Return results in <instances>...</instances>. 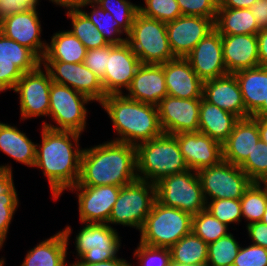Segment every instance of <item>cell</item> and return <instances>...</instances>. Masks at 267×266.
<instances>
[{"instance_id": "cell-1", "label": "cell", "mask_w": 267, "mask_h": 266, "mask_svg": "<svg viewBox=\"0 0 267 266\" xmlns=\"http://www.w3.org/2000/svg\"><path fill=\"white\" fill-rule=\"evenodd\" d=\"M41 134L42 143L36 144L34 167L43 170L52 197L57 200L63 191L78 183L83 151L79 144L81 133L42 126Z\"/></svg>"}, {"instance_id": "cell-2", "label": "cell", "mask_w": 267, "mask_h": 266, "mask_svg": "<svg viewBox=\"0 0 267 266\" xmlns=\"http://www.w3.org/2000/svg\"><path fill=\"white\" fill-rule=\"evenodd\" d=\"M137 179L136 146L110 140L83 149L78 186L123 187Z\"/></svg>"}, {"instance_id": "cell-3", "label": "cell", "mask_w": 267, "mask_h": 266, "mask_svg": "<svg viewBox=\"0 0 267 266\" xmlns=\"http://www.w3.org/2000/svg\"><path fill=\"white\" fill-rule=\"evenodd\" d=\"M99 105L112 120L118 136L114 141L137 146L163 133L155 105L129 99L124 94H109Z\"/></svg>"}, {"instance_id": "cell-4", "label": "cell", "mask_w": 267, "mask_h": 266, "mask_svg": "<svg viewBox=\"0 0 267 266\" xmlns=\"http://www.w3.org/2000/svg\"><path fill=\"white\" fill-rule=\"evenodd\" d=\"M138 180L156 184L169 175L189 170L174 134L160 136L136 146Z\"/></svg>"}, {"instance_id": "cell-5", "label": "cell", "mask_w": 267, "mask_h": 266, "mask_svg": "<svg viewBox=\"0 0 267 266\" xmlns=\"http://www.w3.org/2000/svg\"><path fill=\"white\" fill-rule=\"evenodd\" d=\"M192 231V215L155 200L140 230V241L151 247L170 248Z\"/></svg>"}, {"instance_id": "cell-6", "label": "cell", "mask_w": 267, "mask_h": 266, "mask_svg": "<svg viewBox=\"0 0 267 266\" xmlns=\"http://www.w3.org/2000/svg\"><path fill=\"white\" fill-rule=\"evenodd\" d=\"M131 46L142 64H163L173 60L166 31V23L137 13L127 35Z\"/></svg>"}, {"instance_id": "cell-7", "label": "cell", "mask_w": 267, "mask_h": 266, "mask_svg": "<svg viewBox=\"0 0 267 266\" xmlns=\"http://www.w3.org/2000/svg\"><path fill=\"white\" fill-rule=\"evenodd\" d=\"M156 200L155 184L136 180L120 188L108 225H122L141 230Z\"/></svg>"}, {"instance_id": "cell-8", "label": "cell", "mask_w": 267, "mask_h": 266, "mask_svg": "<svg viewBox=\"0 0 267 266\" xmlns=\"http://www.w3.org/2000/svg\"><path fill=\"white\" fill-rule=\"evenodd\" d=\"M92 100L74 89L52 82L49 94V117L56 126L43 121L46 128L52 130L74 131L81 133L86 128L87 108L86 104Z\"/></svg>"}, {"instance_id": "cell-9", "label": "cell", "mask_w": 267, "mask_h": 266, "mask_svg": "<svg viewBox=\"0 0 267 266\" xmlns=\"http://www.w3.org/2000/svg\"><path fill=\"white\" fill-rule=\"evenodd\" d=\"M156 200L168 207L196 215L206 209L197 171L187 170L169 175L155 184Z\"/></svg>"}, {"instance_id": "cell-10", "label": "cell", "mask_w": 267, "mask_h": 266, "mask_svg": "<svg viewBox=\"0 0 267 266\" xmlns=\"http://www.w3.org/2000/svg\"><path fill=\"white\" fill-rule=\"evenodd\" d=\"M205 201L240 199L252 181L239 167L225 160L197 171Z\"/></svg>"}, {"instance_id": "cell-11", "label": "cell", "mask_w": 267, "mask_h": 266, "mask_svg": "<svg viewBox=\"0 0 267 266\" xmlns=\"http://www.w3.org/2000/svg\"><path fill=\"white\" fill-rule=\"evenodd\" d=\"M75 237L76 262L99 263L117 257L121 237L117 229L108 224L83 223Z\"/></svg>"}, {"instance_id": "cell-12", "label": "cell", "mask_w": 267, "mask_h": 266, "mask_svg": "<svg viewBox=\"0 0 267 266\" xmlns=\"http://www.w3.org/2000/svg\"><path fill=\"white\" fill-rule=\"evenodd\" d=\"M41 67L42 65L32 72L23 73L13 89L19 95L21 120L49 115L52 80L49 72Z\"/></svg>"}, {"instance_id": "cell-13", "label": "cell", "mask_w": 267, "mask_h": 266, "mask_svg": "<svg viewBox=\"0 0 267 266\" xmlns=\"http://www.w3.org/2000/svg\"><path fill=\"white\" fill-rule=\"evenodd\" d=\"M41 65L49 72L52 82L68 86L88 96L92 102L100 104L107 96L101 78L84 63L42 61Z\"/></svg>"}, {"instance_id": "cell-14", "label": "cell", "mask_w": 267, "mask_h": 266, "mask_svg": "<svg viewBox=\"0 0 267 266\" xmlns=\"http://www.w3.org/2000/svg\"><path fill=\"white\" fill-rule=\"evenodd\" d=\"M120 188L114 185L78 186L77 184L71 187L70 191H77L80 222L107 224Z\"/></svg>"}, {"instance_id": "cell-15", "label": "cell", "mask_w": 267, "mask_h": 266, "mask_svg": "<svg viewBox=\"0 0 267 266\" xmlns=\"http://www.w3.org/2000/svg\"><path fill=\"white\" fill-rule=\"evenodd\" d=\"M201 99L165 96L157 105L163 133L198 132Z\"/></svg>"}, {"instance_id": "cell-16", "label": "cell", "mask_w": 267, "mask_h": 266, "mask_svg": "<svg viewBox=\"0 0 267 266\" xmlns=\"http://www.w3.org/2000/svg\"><path fill=\"white\" fill-rule=\"evenodd\" d=\"M216 18L179 16L166 23L170 49L175 57L185 58L214 27Z\"/></svg>"}, {"instance_id": "cell-17", "label": "cell", "mask_w": 267, "mask_h": 266, "mask_svg": "<svg viewBox=\"0 0 267 266\" xmlns=\"http://www.w3.org/2000/svg\"><path fill=\"white\" fill-rule=\"evenodd\" d=\"M141 64V61L127 42L119 45L110 44L107 68L101 78L105 93L107 95L123 94V90H127L130 87L133 77Z\"/></svg>"}, {"instance_id": "cell-18", "label": "cell", "mask_w": 267, "mask_h": 266, "mask_svg": "<svg viewBox=\"0 0 267 266\" xmlns=\"http://www.w3.org/2000/svg\"><path fill=\"white\" fill-rule=\"evenodd\" d=\"M37 9V7L29 8L4 18L0 21V32L20 45L28 47L42 60L48 43L41 41L42 27Z\"/></svg>"}, {"instance_id": "cell-19", "label": "cell", "mask_w": 267, "mask_h": 266, "mask_svg": "<svg viewBox=\"0 0 267 266\" xmlns=\"http://www.w3.org/2000/svg\"><path fill=\"white\" fill-rule=\"evenodd\" d=\"M204 82L228 74L223 59L222 37L214 28L185 57Z\"/></svg>"}, {"instance_id": "cell-20", "label": "cell", "mask_w": 267, "mask_h": 266, "mask_svg": "<svg viewBox=\"0 0 267 266\" xmlns=\"http://www.w3.org/2000/svg\"><path fill=\"white\" fill-rule=\"evenodd\" d=\"M189 170L198 171L222 160V145L201 132H182L175 135Z\"/></svg>"}, {"instance_id": "cell-21", "label": "cell", "mask_w": 267, "mask_h": 266, "mask_svg": "<svg viewBox=\"0 0 267 266\" xmlns=\"http://www.w3.org/2000/svg\"><path fill=\"white\" fill-rule=\"evenodd\" d=\"M165 74V85L170 96L181 99H201L203 81L197 76L189 62L182 57L162 64Z\"/></svg>"}, {"instance_id": "cell-22", "label": "cell", "mask_w": 267, "mask_h": 266, "mask_svg": "<svg viewBox=\"0 0 267 266\" xmlns=\"http://www.w3.org/2000/svg\"><path fill=\"white\" fill-rule=\"evenodd\" d=\"M203 98L209 103L236 115L239 119L251 116L246 111L241 89L234 74L204 81Z\"/></svg>"}, {"instance_id": "cell-23", "label": "cell", "mask_w": 267, "mask_h": 266, "mask_svg": "<svg viewBox=\"0 0 267 266\" xmlns=\"http://www.w3.org/2000/svg\"><path fill=\"white\" fill-rule=\"evenodd\" d=\"M127 92L129 99L157 106L168 95L162 64H141Z\"/></svg>"}, {"instance_id": "cell-24", "label": "cell", "mask_w": 267, "mask_h": 266, "mask_svg": "<svg viewBox=\"0 0 267 266\" xmlns=\"http://www.w3.org/2000/svg\"><path fill=\"white\" fill-rule=\"evenodd\" d=\"M228 74L260 66L257 34L221 35Z\"/></svg>"}, {"instance_id": "cell-25", "label": "cell", "mask_w": 267, "mask_h": 266, "mask_svg": "<svg viewBox=\"0 0 267 266\" xmlns=\"http://www.w3.org/2000/svg\"><path fill=\"white\" fill-rule=\"evenodd\" d=\"M259 140L257 120L252 116L239 119L232 133L222 144V159L240 167Z\"/></svg>"}, {"instance_id": "cell-26", "label": "cell", "mask_w": 267, "mask_h": 266, "mask_svg": "<svg viewBox=\"0 0 267 266\" xmlns=\"http://www.w3.org/2000/svg\"><path fill=\"white\" fill-rule=\"evenodd\" d=\"M72 229L66 226L29 250L20 266H71L66 262Z\"/></svg>"}, {"instance_id": "cell-27", "label": "cell", "mask_w": 267, "mask_h": 266, "mask_svg": "<svg viewBox=\"0 0 267 266\" xmlns=\"http://www.w3.org/2000/svg\"><path fill=\"white\" fill-rule=\"evenodd\" d=\"M238 120L236 115L201 98L198 131L202 134L208 135L222 145L232 133Z\"/></svg>"}, {"instance_id": "cell-28", "label": "cell", "mask_w": 267, "mask_h": 266, "mask_svg": "<svg viewBox=\"0 0 267 266\" xmlns=\"http://www.w3.org/2000/svg\"><path fill=\"white\" fill-rule=\"evenodd\" d=\"M246 111L252 116L267 100V67L258 66L234 73Z\"/></svg>"}, {"instance_id": "cell-29", "label": "cell", "mask_w": 267, "mask_h": 266, "mask_svg": "<svg viewBox=\"0 0 267 266\" xmlns=\"http://www.w3.org/2000/svg\"><path fill=\"white\" fill-rule=\"evenodd\" d=\"M0 151L16 162L34 168L36 144L17 126L0 122Z\"/></svg>"}, {"instance_id": "cell-30", "label": "cell", "mask_w": 267, "mask_h": 266, "mask_svg": "<svg viewBox=\"0 0 267 266\" xmlns=\"http://www.w3.org/2000/svg\"><path fill=\"white\" fill-rule=\"evenodd\" d=\"M87 49L69 30L58 31L51 37L42 61L83 63Z\"/></svg>"}, {"instance_id": "cell-31", "label": "cell", "mask_w": 267, "mask_h": 266, "mask_svg": "<svg viewBox=\"0 0 267 266\" xmlns=\"http://www.w3.org/2000/svg\"><path fill=\"white\" fill-rule=\"evenodd\" d=\"M214 27L221 35L257 34L261 30L249 8H218Z\"/></svg>"}, {"instance_id": "cell-32", "label": "cell", "mask_w": 267, "mask_h": 266, "mask_svg": "<svg viewBox=\"0 0 267 266\" xmlns=\"http://www.w3.org/2000/svg\"><path fill=\"white\" fill-rule=\"evenodd\" d=\"M172 265L206 266L208 244L192 231L169 248Z\"/></svg>"}, {"instance_id": "cell-33", "label": "cell", "mask_w": 267, "mask_h": 266, "mask_svg": "<svg viewBox=\"0 0 267 266\" xmlns=\"http://www.w3.org/2000/svg\"><path fill=\"white\" fill-rule=\"evenodd\" d=\"M0 63L15 64L23 73L36 70L42 60L28 47L0 32Z\"/></svg>"}, {"instance_id": "cell-34", "label": "cell", "mask_w": 267, "mask_h": 266, "mask_svg": "<svg viewBox=\"0 0 267 266\" xmlns=\"http://www.w3.org/2000/svg\"><path fill=\"white\" fill-rule=\"evenodd\" d=\"M86 6H90L93 10L90 13L85 12L83 8ZM79 9L92 21L108 44L119 45L126 42L128 34L119 26L118 22L113 19V16L108 11H105L97 4H86L80 6ZM122 34H125L126 37H120Z\"/></svg>"}, {"instance_id": "cell-35", "label": "cell", "mask_w": 267, "mask_h": 266, "mask_svg": "<svg viewBox=\"0 0 267 266\" xmlns=\"http://www.w3.org/2000/svg\"><path fill=\"white\" fill-rule=\"evenodd\" d=\"M240 202L246 225L261 221L267 208V183L252 182L244 191Z\"/></svg>"}, {"instance_id": "cell-36", "label": "cell", "mask_w": 267, "mask_h": 266, "mask_svg": "<svg viewBox=\"0 0 267 266\" xmlns=\"http://www.w3.org/2000/svg\"><path fill=\"white\" fill-rule=\"evenodd\" d=\"M66 14L72 22V29L69 31L83 43L87 50L109 45L92 21L79 8L67 11Z\"/></svg>"}, {"instance_id": "cell-37", "label": "cell", "mask_w": 267, "mask_h": 266, "mask_svg": "<svg viewBox=\"0 0 267 266\" xmlns=\"http://www.w3.org/2000/svg\"><path fill=\"white\" fill-rule=\"evenodd\" d=\"M228 226L206 209L192 216V232L208 245L229 234Z\"/></svg>"}, {"instance_id": "cell-38", "label": "cell", "mask_w": 267, "mask_h": 266, "mask_svg": "<svg viewBox=\"0 0 267 266\" xmlns=\"http://www.w3.org/2000/svg\"><path fill=\"white\" fill-rule=\"evenodd\" d=\"M240 244L232 233L208 245L206 266H233Z\"/></svg>"}, {"instance_id": "cell-39", "label": "cell", "mask_w": 267, "mask_h": 266, "mask_svg": "<svg viewBox=\"0 0 267 266\" xmlns=\"http://www.w3.org/2000/svg\"><path fill=\"white\" fill-rule=\"evenodd\" d=\"M240 168L252 182L267 183V144L260 139Z\"/></svg>"}, {"instance_id": "cell-40", "label": "cell", "mask_w": 267, "mask_h": 266, "mask_svg": "<svg viewBox=\"0 0 267 266\" xmlns=\"http://www.w3.org/2000/svg\"><path fill=\"white\" fill-rule=\"evenodd\" d=\"M96 4L108 11L127 34L130 32L135 16L139 12V5L128 0H99Z\"/></svg>"}, {"instance_id": "cell-41", "label": "cell", "mask_w": 267, "mask_h": 266, "mask_svg": "<svg viewBox=\"0 0 267 266\" xmlns=\"http://www.w3.org/2000/svg\"><path fill=\"white\" fill-rule=\"evenodd\" d=\"M206 210L209 211L220 222L239 224L242 218L240 199H214L206 202Z\"/></svg>"}, {"instance_id": "cell-42", "label": "cell", "mask_w": 267, "mask_h": 266, "mask_svg": "<svg viewBox=\"0 0 267 266\" xmlns=\"http://www.w3.org/2000/svg\"><path fill=\"white\" fill-rule=\"evenodd\" d=\"M145 6L139 5V13L148 18L169 22L182 16L177 0H144Z\"/></svg>"}, {"instance_id": "cell-43", "label": "cell", "mask_w": 267, "mask_h": 266, "mask_svg": "<svg viewBox=\"0 0 267 266\" xmlns=\"http://www.w3.org/2000/svg\"><path fill=\"white\" fill-rule=\"evenodd\" d=\"M133 256L140 266H172L169 248L151 247L139 242Z\"/></svg>"}, {"instance_id": "cell-44", "label": "cell", "mask_w": 267, "mask_h": 266, "mask_svg": "<svg viewBox=\"0 0 267 266\" xmlns=\"http://www.w3.org/2000/svg\"><path fill=\"white\" fill-rule=\"evenodd\" d=\"M182 15L216 18L219 0H177Z\"/></svg>"}, {"instance_id": "cell-45", "label": "cell", "mask_w": 267, "mask_h": 266, "mask_svg": "<svg viewBox=\"0 0 267 266\" xmlns=\"http://www.w3.org/2000/svg\"><path fill=\"white\" fill-rule=\"evenodd\" d=\"M17 193H5V198H0V244H4L9 226L19 205Z\"/></svg>"}, {"instance_id": "cell-46", "label": "cell", "mask_w": 267, "mask_h": 266, "mask_svg": "<svg viewBox=\"0 0 267 266\" xmlns=\"http://www.w3.org/2000/svg\"><path fill=\"white\" fill-rule=\"evenodd\" d=\"M233 266H267V249L254 244L240 247Z\"/></svg>"}, {"instance_id": "cell-47", "label": "cell", "mask_w": 267, "mask_h": 266, "mask_svg": "<svg viewBox=\"0 0 267 266\" xmlns=\"http://www.w3.org/2000/svg\"><path fill=\"white\" fill-rule=\"evenodd\" d=\"M110 56V44L102 47L89 49L84 58V65L92 72L102 78L107 68L108 57Z\"/></svg>"}, {"instance_id": "cell-48", "label": "cell", "mask_w": 267, "mask_h": 266, "mask_svg": "<svg viewBox=\"0 0 267 266\" xmlns=\"http://www.w3.org/2000/svg\"><path fill=\"white\" fill-rule=\"evenodd\" d=\"M23 72L15 64L0 63V92L13 90Z\"/></svg>"}, {"instance_id": "cell-49", "label": "cell", "mask_w": 267, "mask_h": 266, "mask_svg": "<svg viewBox=\"0 0 267 266\" xmlns=\"http://www.w3.org/2000/svg\"><path fill=\"white\" fill-rule=\"evenodd\" d=\"M39 5V0H0V21Z\"/></svg>"}, {"instance_id": "cell-50", "label": "cell", "mask_w": 267, "mask_h": 266, "mask_svg": "<svg viewBox=\"0 0 267 266\" xmlns=\"http://www.w3.org/2000/svg\"><path fill=\"white\" fill-rule=\"evenodd\" d=\"M247 233L254 245L262 246L267 249V225L259 222H253L246 225Z\"/></svg>"}, {"instance_id": "cell-51", "label": "cell", "mask_w": 267, "mask_h": 266, "mask_svg": "<svg viewBox=\"0 0 267 266\" xmlns=\"http://www.w3.org/2000/svg\"><path fill=\"white\" fill-rule=\"evenodd\" d=\"M11 165H0V198H5V193H17Z\"/></svg>"}, {"instance_id": "cell-52", "label": "cell", "mask_w": 267, "mask_h": 266, "mask_svg": "<svg viewBox=\"0 0 267 266\" xmlns=\"http://www.w3.org/2000/svg\"><path fill=\"white\" fill-rule=\"evenodd\" d=\"M260 29L267 28V0H257L250 8Z\"/></svg>"}, {"instance_id": "cell-53", "label": "cell", "mask_w": 267, "mask_h": 266, "mask_svg": "<svg viewBox=\"0 0 267 266\" xmlns=\"http://www.w3.org/2000/svg\"><path fill=\"white\" fill-rule=\"evenodd\" d=\"M257 41L260 66L267 67V28L257 33Z\"/></svg>"}, {"instance_id": "cell-54", "label": "cell", "mask_w": 267, "mask_h": 266, "mask_svg": "<svg viewBox=\"0 0 267 266\" xmlns=\"http://www.w3.org/2000/svg\"><path fill=\"white\" fill-rule=\"evenodd\" d=\"M71 266H133L128 263L127 260L120 257H115L113 259L102 261L99 263H72Z\"/></svg>"}, {"instance_id": "cell-55", "label": "cell", "mask_w": 267, "mask_h": 266, "mask_svg": "<svg viewBox=\"0 0 267 266\" xmlns=\"http://www.w3.org/2000/svg\"><path fill=\"white\" fill-rule=\"evenodd\" d=\"M257 0H219L218 8H250Z\"/></svg>"}, {"instance_id": "cell-56", "label": "cell", "mask_w": 267, "mask_h": 266, "mask_svg": "<svg viewBox=\"0 0 267 266\" xmlns=\"http://www.w3.org/2000/svg\"><path fill=\"white\" fill-rule=\"evenodd\" d=\"M52 3L65 7L68 11L78 9V0H49Z\"/></svg>"}, {"instance_id": "cell-57", "label": "cell", "mask_w": 267, "mask_h": 266, "mask_svg": "<svg viewBox=\"0 0 267 266\" xmlns=\"http://www.w3.org/2000/svg\"><path fill=\"white\" fill-rule=\"evenodd\" d=\"M258 122L260 139L267 144V118L254 117Z\"/></svg>"}, {"instance_id": "cell-58", "label": "cell", "mask_w": 267, "mask_h": 266, "mask_svg": "<svg viewBox=\"0 0 267 266\" xmlns=\"http://www.w3.org/2000/svg\"><path fill=\"white\" fill-rule=\"evenodd\" d=\"M252 117L267 118V100L263 105L252 115Z\"/></svg>"}, {"instance_id": "cell-59", "label": "cell", "mask_w": 267, "mask_h": 266, "mask_svg": "<svg viewBox=\"0 0 267 266\" xmlns=\"http://www.w3.org/2000/svg\"><path fill=\"white\" fill-rule=\"evenodd\" d=\"M99 0H78V8L86 4H96Z\"/></svg>"}, {"instance_id": "cell-60", "label": "cell", "mask_w": 267, "mask_h": 266, "mask_svg": "<svg viewBox=\"0 0 267 266\" xmlns=\"http://www.w3.org/2000/svg\"><path fill=\"white\" fill-rule=\"evenodd\" d=\"M261 222L267 225V208L263 214Z\"/></svg>"}, {"instance_id": "cell-61", "label": "cell", "mask_w": 267, "mask_h": 266, "mask_svg": "<svg viewBox=\"0 0 267 266\" xmlns=\"http://www.w3.org/2000/svg\"><path fill=\"white\" fill-rule=\"evenodd\" d=\"M3 247V244H0V249ZM5 258H1L0 259V266H5L4 264H5V260H4Z\"/></svg>"}, {"instance_id": "cell-62", "label": "cell", "mask_w": 267, "mask_h": 266, "mask_svg": "<svg viewBox=\"0 0 267 266\" xmlns=\"http://www.w3.org/2000/svg\"><path fill=\"white\" fill-rule=\"evenodd\" d=\"M172 266H198V265H172Z\"/></svg>"}]
</instances>
